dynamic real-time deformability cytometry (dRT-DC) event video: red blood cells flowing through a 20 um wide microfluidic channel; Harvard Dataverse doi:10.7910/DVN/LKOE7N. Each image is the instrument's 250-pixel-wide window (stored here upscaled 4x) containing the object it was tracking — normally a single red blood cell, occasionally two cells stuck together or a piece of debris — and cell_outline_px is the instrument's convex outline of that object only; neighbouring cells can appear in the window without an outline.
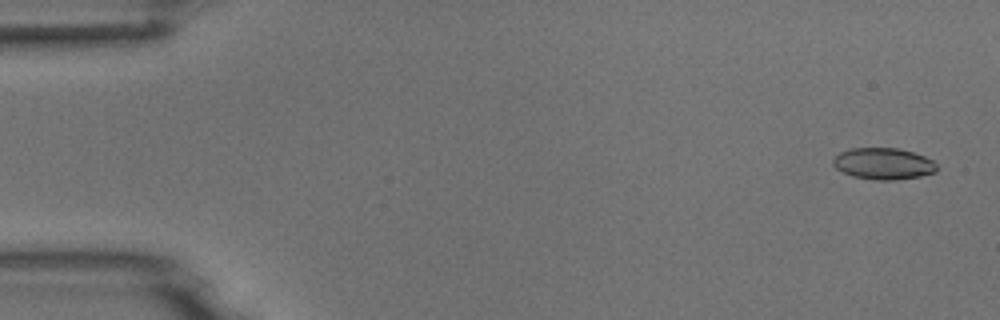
{"species": "common noctule bat (a hibernating species)", "species_latin": "Nyctalus noctula", "temperature_condition": "room temperature", "stored_images_in_passage": 4, "camera_frame_rate_fps": 3000, "um_per_image_px": 0.085, "animal": {"sex": "male", "body_mass_g": 18.8}, "frame": {"image": 1, "passage_image": 1, "time_ms": 0.0, "image_size_px": [1000, 320], "cell_outline_px": [[936, 172], [920, 176], [892, 180], [876, 180], [852, 176], [836, 168], [832, 164], [832, 160], [840, 152], [852, 148], [900, 148], [924, 156], [932, 160], [936, 164]], "centroid_in_image_um": [75.08, 13.91], "position_along_channel_um": 9.9, "area_um2": 18.96}}
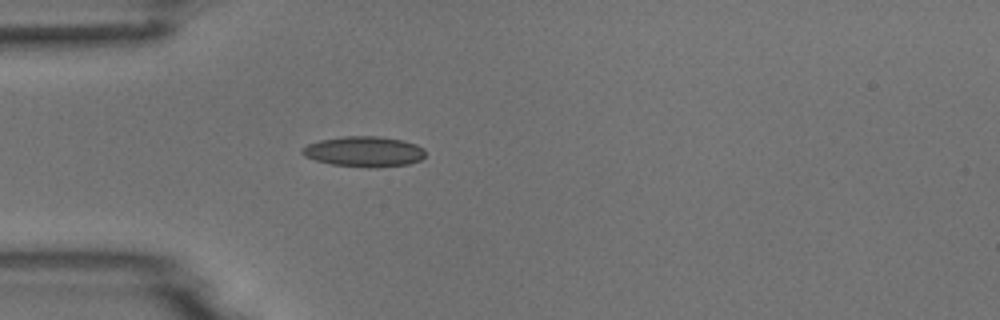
{"frame": {"image": 2, "passage_image": 4, "time_ms": 4.333, "image_size_px": [1000, 320], "cell_outline_px": [[424, 156], [420, 160], [408, 164], [376, 168], [368, 168], [332, 164], [316, 160], [304, 156], [300, 152], [308, 144], [320, 140], [344, 136], [380, 136], [404, 140], [416, 144], [424, 148]], "centroid_in_image_um": [30.97, 12.88], "position_along_channel_um": 54.0, "area_um2": 21.91}}